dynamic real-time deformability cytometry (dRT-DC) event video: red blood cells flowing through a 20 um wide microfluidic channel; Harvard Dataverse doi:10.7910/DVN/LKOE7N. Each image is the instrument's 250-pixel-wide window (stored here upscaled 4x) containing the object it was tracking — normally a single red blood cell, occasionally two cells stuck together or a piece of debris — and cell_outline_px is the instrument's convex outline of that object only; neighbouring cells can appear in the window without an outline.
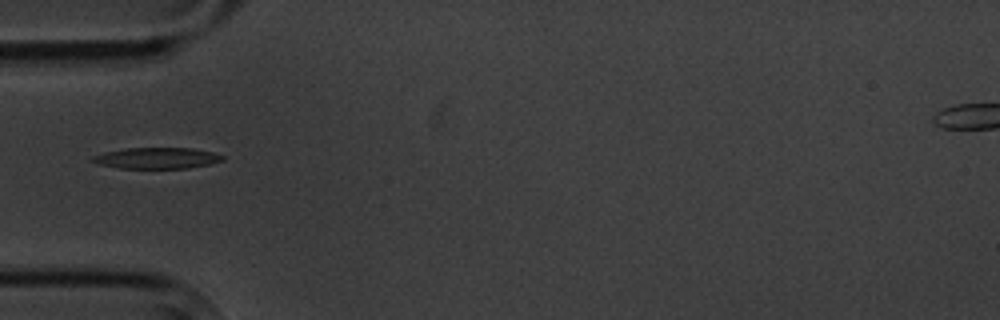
{"species": "common noctule bat (a hibernating species)", "species_latin": "Nyctalus noctula", "temperature_condition": "cold", "stored_images_in_passage": 11, "camera_frame_rate_fps": 3000, "um_per_image_px": 0.085, "animal": {"sex": "male", "body_mass_g": 20.1, "forearm_length_mm": 53.5}, "frame": {"image": 1, "passage_image": 1, "time_ms": 0.0, "image_size_px": [1000, 320], "cell_outline_px": [[224, 160], [208, 164], [188, 168], [116, 168], [100, 164], [88, 160], [92, 156], [104, 152], [124, 148], [192, 148], [212, 152], [224, 156]], "centroid_in_image_um": [13.29, 13.43], "position_along_channel_um": 71.7, "area_um2": 16.01}}
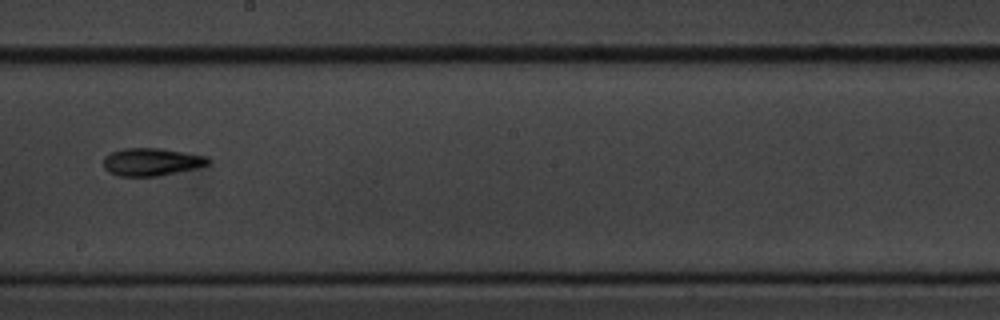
{"frame": {"image": 2, "passage_image": 5, "time_ms": 4.667, "image_size_px": [1000, 320], "cell_outline_px": [[208, 164], [192, 168], [156, 176], [120, 176], [108, 172], [104, 168], [104, 156], [112, 152], [124, 148], [160, 148], [208, 156]], "centroid_in_image_um": [12.82, 13.75], "position_along_channel_um": 235.4, "area_um2": 16.59}}
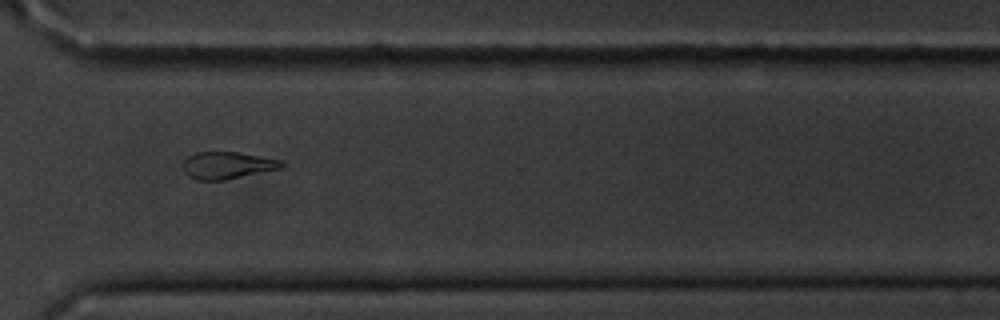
{"frame": {"image": 3, "passage_image": 8, "time_ms": 8.0, "image_size_px": [1000, 320], "cell_outline_px": [[284, 164], [280, 168], [224, 180], [196, 180], [188, 176], [184, 172], [184, 160], [188, 156], [196, 152], [236, 152], [280, 160]], "centroid_in_image_um": [19.26, 14.05], "position_along_channel_um": 351.3, "area_um2": 15.26}}